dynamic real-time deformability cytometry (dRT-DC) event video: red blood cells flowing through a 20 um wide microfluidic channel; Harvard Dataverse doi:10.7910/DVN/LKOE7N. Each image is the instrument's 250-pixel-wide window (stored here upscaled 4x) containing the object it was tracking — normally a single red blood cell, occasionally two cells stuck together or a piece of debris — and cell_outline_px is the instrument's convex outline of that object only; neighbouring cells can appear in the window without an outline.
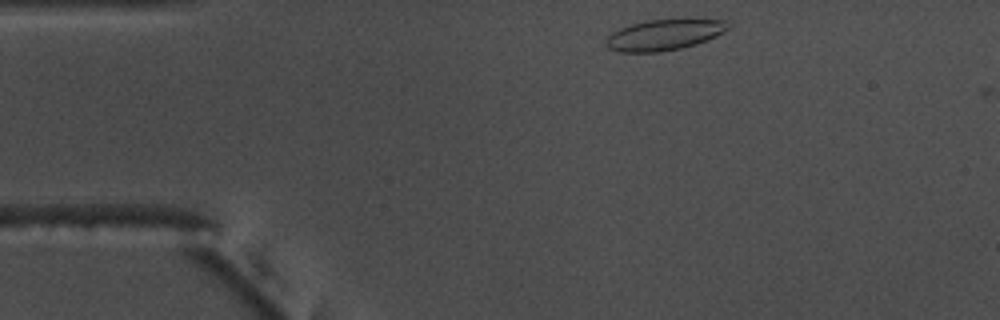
{"species": "common noctule bat (a hibernating species)", "species_latin": "Nyctalus noctula", "temperature_condition": "warm", "stored_images_in_passage": 3, "camera_frame_rate_fps": 3000, "um_per_image_px": 0.085, "animal": {"sex": "male", "body_mass_g": 17.5, "forearm_length_mm": 52.3}, "frame": {"image": 1, "passage_image": 1, "time_ms": 0.0, "image_size_px": [1000, 320], "cell_outline_px": [[732, 28], [708, 40], [696, 44], [680, 48], [660, 52], [620, 52], [608, 48], [604, 44], [604, 40], [612, 32], [620, 28], [632, 24], [648, 20], [684, 16], [732, 20]], "centroid_in_image_um": [56.59, 2.89], "position_along_channel_um": 28.4, "area_um2": 23.24}}